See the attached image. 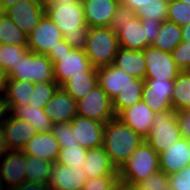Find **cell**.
I'll list each match as a JSON object with an SVG mask.
<instances>
[{
	"label": "cell",
	"mask_w": 190,
	"mask_h": 190,
	"mask_svg": "<svg viewBox=\"0 0 190 190\" xmlns=\"http://www.w3.org/2000/svg\"><path fill=\"white\" fill-rule=\"evenodd\" d=\"M45 14L61 30L64 40L74 49L85 50L89 27L82 3H44Z\"/></svg>",
	"instance_id": "1"
},
{
	"label": "cell",
	"mask_w": 190,
	"mask_h": 190,
	"mask_svg": "<svg viewBox=\"0 0 190 190\" xmlns=\"http://www.w3.org/2000/svg\"><path fill=\"white\" fill-rule=\"evenodd\" d=\"M144 141L145 138L117 117L104 125L103 147L117 170Z\"/></svg>",
	"instance_id": "2"
},
{
	"label": "cell",
	"mask_w": 190,
	"mask_h": 190,
	"mask_svg": "<svg viewBox=\"0 0 190 190\" xmlns=\"http://www.w3.org/2000/svg\"><path fill=\"white\" fill-rule=\"evenodd\" d=\"M46 56L53 63L54 79L61 87L73 75L97 73V69L90 63L85 50L72 48L64 39L54 51H49Z\"/></svg>",
	"instance_id": "3"
},
{
	"label": "cell",
	"mask_w": 190,
	"mask_h": 190,
	"mask_svg": "<svg viewBox=\"0 0 190 190\" xmlns=\"http://www.w3.org/2000/svg\"><path fill=\"white\" fill-rule=\"evenodd\" d=\"M118 49V36L110 27L89 28L85 53L94 68L113 64Z\"/></svg>",
	"instance_id": "4"
},
{
	"label": "cell",
	"mask_w": 190,
	"mask_h": 190,
	"mask_svg": "<svg viewBox=\"0 0 190 190\" xmlns=\"http://www.w3.org/2000/svg\"><path fill=\"white\" fill-rule=\"evenodd\" d=\"M159 170V154L144 141L118 170L119 181L140 183Z\"/></svg>",
	"instance_id": "5"
},
{
	"label": "cell",
	"mask_w": 190,
	"mask_h": 190,
	"mask_svg": "<svg viewBox=\"0 0 190 190\" xmlns=\"http://www.w3.org/2000/svg\"><path fill=\"white\" fill-rule=\"evenodd\" d=\"M150 132L145 141L158 153L168 149L173 143L183 138L177 112L165 110L156 112Z\"/></svg>",
	"instance_id": "6"
},
{
	"label": "cell",
	"mask_w": 190,
	"mask_h": 190,
	"mask_svg": "<svg viewBox=\"0 0 190 190\" xmlns=\"http://www.w3.org/2000/svg\"><path fill=\"white\" fill-rule=\"evenodd\" d=\"M8 79L39 82H56L52 61L45 54L30 52L8 74Z\"/></svg>",
	"instance_id": "7"
},
{
	"label": "cell",
	"mask_w": 190,
	"mask_h": 190,
	"mask_svg": "<svg viewBox=\"0 0 190 190\" xmlns=\"http://www.w3.org/2000/svg\"><path fill=\"white\" fill-rule=\"evenodd\" d=\"M77 114L104 124L116 117L112 99L97 84L83 99L77 101Z\"/></svg>",
	"instance_id": "8"
},
{
	"label": "cell",
	"mask_w": 190,
	"mask_h": 190,
	"mask_svg": "<svg viewBox=\"0 0 190 190\" xmlns=\"http://www.w3.org/2000/svg\"><path fill=\"white\" fill-rule=\"evenodd\" d=\"M4 12L22 32L29 35L45 15V4L43 0H22L10 5Z\"/></svg>",
	"instance_id": "9"
},
{
	"label": "cell",
	"mask_w": 190,
	"mask_h": 190,
	"mask_svg": "<svg viewBox=\"0 0 190 190\" xmlns=\"http://www.w3.org/2000/svg\"><path fill=\"white\" fill-rule=\"evenodd\" d=\"M64 39L61 30L45 14L37 27L27 37V47L30 52L47 54L60 45Z\"/></svg>",
	"instance_id": "10"
},
{
	"label": "cell",
	"mask_w": 190,
	"mask_h": 190,
	"mask_svg": "<svg viewBox=\"0 0 190 190\" xmlns=\"http://www.w3.org/2000/svg\"><path fill=\"white\" fill-rule=\"evenodd\" d=\"M143 53L146 62L145 79L174 80L182 72L172 59L171 53L152 46H147Z\"/></svg>",
	"instance_id": "11"
},
{
	"label": "cell",
	"mask_w": 190,
	"mask_h": 190,
	"mask_svg": "<svg viewBox=\"0 0 190 190\" xmlns=\"http://www.w3.org/2000/svg\"><path fill=\"white\" fill-rule=\"evenodd\" d=\"M173 87L174 80L145 79L142 99L154 113L173 110L171 106Z\"/></svg>",
	"instance_id": "12"
},
{
	"label": "cell",
	"mask_w": 190,
	"mask_h": 190,
	"mask_svg": "<svg viewBox=\"0 0 190 190\" xmlns=\"http://www.w3.org/2000/svg\"><path fill=\"white\" fill-rule=\"evenodd\" d=\"M0 164V190L3 188V180L8 189L13 190L26 181V154L22 150H9Z\"/></svg>",
	"instance_id": "13"
},
{
	"label": "cell",
	"mask_w": 190,
	"mask_h": 190,
	"mask_svg": "<svg viewBox=\"0 0 190 190\" xmlns=\"http://www.w3.org/2000/svg\"><path fill=\"white\" fill-rule=\"evenodd\" d=\"M75 141L86 149L103 146L104 123L77 115L72 121Z\"/></svg>",
	"instance_id": "14"
},
{
	"label": "cell",
	"mask_w": 190,
	"mask_h": 190,
	"mask_svg": "<svg viewBox=\"0 0 190 190\" xmlns=\"http://www.w3.org/2000/svg\"><path fill=\"white\" fill-rule=\"evenodd\" d=\"M87 179L83 168H68L67 165L54 163L48 184L52 190H81Z\"/></svg>",
	"instance_id": "15"
},
{
	"label": "cell",
	"mask_w": 190,
	"mask_h": 190,
	"mask_svg": "<svg viewBox=\"0 0 190 190\" xmlns=\"http://www.w3.org/2000/svg\"><path fill=\"white\" fill-rule=\"evenodd\" d=\"M86 24L92 27H110L120 0H82Z\"/></svg>",
	"instance_id": "16"
},
{
	"label": "cell",
	"mask_w": 190,
	"mask_h": 190,
	"mask_svg": "<svg viewBox=\"0 0 190 190\" xmlns=\"http://www.w3.org/2000/svg\"><path fill=\"white\" fill-rule=\"evenodd\" d=\"M1 128L9 150H23L27 142L37 134L29 122L12 115L6 117Z\"/></svg>",
	"instance_id": "17"
},
{
	"label": "cell",
	"mask_w": 190,
	"mask_h": 190,
	"mask_svg": "<svg viewBox=\"0 0 190 190\" xmlns=\"http://www.w3.org/2000/svg\"><path fill=\"white\" fill-rule=\"evenodd\" d=\"M47 116L56 123H70L77 114V101L61 86L55 91L52 99L46 104Z\"/></svg>",
	"instance_id": "18"
},
{
	"label": "cell",
	"mask_w": 190,
	"mask_h": 190,
	"mask_svg": "<svg viewBox=\"0 0 190 190\" xmlns=\"http://www.w3.org/2000/svg\"><path fill=\"white\" fill-rule=\"evenodd\" d=\"M116 117L145 138L150 132L155 113L142 99L132 107L123 109Z\"/></svg>",
	"instance_id": "19"
},
{
	"label": "cell",
	"mask_w": 190,
	"mask_h": 190,
	"mask_svg": "<svg viewBox=\"0 0 190 190\" xmlns=\"http://www.w3.org/2000/svg\"><path fill=\"white\" fill-rule=\"evenodd\" d=\"M189 164V140L184 137L159 154L160 171L167 175L180 172Z\"/></svg>",
	"instance_id": "20"
},
{
	"label": "cell",
	"mask_w": 190,
	"mask_h": 190,
	"mask_svg": "<svg viewBox=\"0 0 190 190\" xmlns=\"http://www.w3.org/2000/svg\"><path fill=\"white\" fill-rule=\"evenodd\" d=\"M117 36L119 47L124 49L143 51L147 46H151L147 40L146 19L137 16L126 23Z\"/></svg>",
	"instance_id": "21"
},
{
	"label": "cell",
	"mask_w": 190,
	"mask_h": 190,
	"mask_svg": "<svg viewBox=\"0 0 190 190\" xmlns=\"http://www.w3.org/2000/svg\"><path fill=\"white\" fill-rule=\"evenodd\" d=\"M98 84L113 99L128 85H134V77L126 74L115 65L97 68Z\"/></svg>",
	"instance_id": "22"
},
{
	"label": "cell",
	"mask_w": 190,
	"mask_h": 190,
	"mask_svg": "<svg viewBox=\"0 0 190 190\" xmlns=\"http://www.w3.org/2000/svg\"><path fill=\"white\" fill-rule=\"evenodd\" d=\"M26 155L36 156L56 162L60 147L57 139L51 132L37 133L22 150Z\"/></svg>",
	"instance_id": "23"
},
{
	"label": "cell",
	"mask_w": 190,
	"mask_h": 190,
	"mask_svg": "<svg viewBox=\"0 0 190 190\" xmlns=\"http://www.w3.org/2000/svg\"><path fill=\"white\" fill-rule=\"evenodd\" d=\"M83 169L87 178L118 176V170L110 161L109 155L103 146L87 150V158L83 164Z\"/></svg>",
	"instance_id": "24"
},
{
	"label": "cell",
	"mask_w": 190,
	"mask_h": 190,
	"mask_svg": "<svg viewBox=\"0 0 190 190\" xmlns=\"http://www.w3.org/2000/svg\"><path fill=\"white\" fill-rule=\"evenodd\" d=\"M113 65L136 79L145 80L146 62L143 51L119 47Z\"/></svg>",
	"instance_id": "25"
},
{
	"label": "cell",
	"mask_w": 190,
	"mask_h": 190,
	"mask_svg": "<svg viewBox=\"0 0 190 190\" xmlns=\"http://www.w3.org/2000/svg\"><path fill=\"white\" fill-rule=\"evenodd\" d=\"M12 116L29 122L37 133L50 132L54 122L47 116L45 109L31 105H7Z\"/></svg>",
	"instance_id": "26"
},
{
	"label": "cell",
	"mask_w": 190,
	"mask_h": 190,
	"mask_svg": "<svg viewBox=\"0 0 190 190\" xmlns=\"http://www.w3.org/2000/svg\"><path fill=\"white\" fill-rule=\"evenodd\" d=\"M145 80L134 79V85H128L112 99V107L117 116L123 109L132 107L142 100Z\"/></svg>",
	"instance_id": "27"
},
{
	"label": "cell",
	"mask_w": 190,
	"mask_h": 190,
	"mask_svg": "<svg viewBox=\"0 0 190 190\" xmlns=\"http://www.w3.org/2000/svg\"><path fill=\"white\" fill-rule=\"evenodd\" d=\"M97 84V73H82L73 75L62 88L78 101L83 99Z\"/></svg>",
	"instance_id": "28"
},
{
	"label": "cell",
	"mask_w": 190,
	"mask_h": 190,
	"mask_svg": "<svg viewBox=\"0 0 190 190\" xmlns=\"http://www.w3.org/2000/svg\"><path fill=\"white\" fill-rule=\"evenodd\" d=\"M173 88L171 97L173 111L190 110V72L182 71L174 79Z\"/></svg>",
	"instance_id": "29"
},
{
	"label": "cell",
	"mask_w": 190,
	"mask_h": 190,
	"mask_svg": "<svg viewBox=\"0 0 190 190\" xmlns=\"http://www.w3.org/2000/svg\"><path fill=\"white\" fill-rule=\"evenodd\" d=\"M181 41V27L166 20L162 22L159 34L151 46L171 53Z\"/></svg>",
	"instance_id": "30"
},
{
	"label": "cell",
	"mask_w": 190,
	"mask_h": 190,
	"mask_svg": "<svg viewBox=\"0 0 190 190\" xmlns=\"http://www.w3.org/2000/svg\"><path fill=\"white\" fill-rule=\"evenodd\" d=\"M34 83L30 81L8 79L4 91L7 105H26L31 97Z\"/></svg>",
	"instance_id": "31"
},
{
	"label": "cell",
	"mask_w": 190,
	"mask_h": 190,
	"mask_svg": "<svg viewBox=\"0 0 190 190\" xmlns=\"http://www.w3.org/2000/svg\"><path fill=\"white\" fill-rule=\"evenodd\" d=\"M54 162L36 156L26 155V181L48 183Z\"/></svg>",
	"instance_id": "32"
},
{
	"label": "cell",
	"mask_w": 190,
	"mask_h": 190,
	"mask_svg": "<svg viewBox=\"0 0 190 190\" xmlns=\"http://www.w3.org/2000/svg\"><path fill=\"white\" fill-rule=\"evenodd\" d=\"M27 37L28 35L22 32L5 12L0 15V45L27 46Z\"/></svg>",
	"instance_id": "33"
},
{
	"label": "cell",
	"mask_w": 190,
	"mask_h": 190,
	"mask_svg": "<svg viewBox=\"0 0 190 190\" xmlns=\"http://www.w3.org/2000/svg\"><path fill=\"white\" fill-rule=\"evenodd\" d=\"M30 53L27 46L19 45H0V67L9 74L15 65L21 60V56H27Z\"/></svg>",
	"instance_id": "34"
},
{
	"label": "cell",
	"mask_w": 190,
	"mask_h": 190,
	"mask_svg": "<svg viewBox=\"0 0 190 190\" xmlns=\"http://www.w3.org/2000/svg\"><path fill=\"white\" fill-rule=\"evenodd\" d=\"M87 150L80 145H72L67 148H60V152L55 163L67 165L68 168H83L86 162Z\"/></svg>",
	"instance_id": "35"
},
{
	"label": "cell",
	"mask_w": 190,
	"mask_h": 190,
	"mask_svg": "<svg viewBox=\"0 0 190 190\" xmlns=\"http://www.w3.org/2000/svg\"><path fill=\"white\" fill-rule=\"evenodd\" d=\"M58 87L59 85L56 82L34 83V88L27 104L44 109Z\"/></svg>",
	"instance_id": "36"
},
{
	"label": "cell",
	"mask_w": 190,
	"mask_h": 190,
	"mask_svg": "<svg viewBox=\"0 0 190 190\" xmlns=\"http://www.w3.org/2000/svg\"><path fill=\"white\" fill-rule=\"evenodd\" d=\"M169 0H152L146 6L140 8L136 14L140 19L166 21L168 15Z\"/></svg>",
	"instance_id": "37"
},
{
	"label": "cell",
	"mask_w": 190,
	"mask_h": 190,
	"mask_svg": "<svg viewBox=\"0 0 190 190\" xmlns=\"http://www.w3.org/2000/svg\"><path fill=\"white\" fill-rule=\"evenodd\" d=\"M167 20L180 27L190 23V4L169 0Z\"/></svg>",
	"instance_id": "38"
},
{
	"label": "cell",
	"mask_w": 190,
	"mask_h": 190,
	"mask_svg": "<svg viewBox=\"0 0 190 190\" xmlns=\"http://www.w3.org/2000/svg\"><path fill=\"white\" fill-rule=\"evenodd\" d=\"M59 143L60 148H67L72 145H80L75 141L74 130H72V124L67 122L56 123L53 125L50 131Z\"/></svg>",
	"instance_id": "39"
},
{
	"label": "cell",
	"mask_w": 190,
	"mask_h": 190,
	"mask_svg": "<svg viewBox=\"0 0 190 190\" xmlns=\"http://www.w3.org/2000/svg\"><path fill=\"white\" fill-rule=\"evenodd\" d=\"M136 16L137 14L135 11L120 3L112 18L110 28L117 34L122 28H124L126 23L131 22V20Z\"/></svg>",
	"instance_id": "40"
},
{
	"label": "cell",
	"mask_w": 190,
	"mask_h": 190,
	"mask_svg": "<svg viewBox=\"0 0 190 190\" xmlns=\"http://www.w3.org/2000/svg\"><path fill=\"white\" fill-rule=\"evenodd\" d=\"M171 56L182 71L190 70V42L181 41L171 52Z\"/></svg>",
	"instance_id": "41"
},
{
	"label": "cell",
	"mask_w": 190,
	"mask_h": 190,
	"mask_svg": "<svg viewBox=\"0 0 190 190\" xmlns=\"http://www.w3.org/2000/svg\"><path fill=\"white\" fill-rule=\"evenodd\" d=\"M139 184L144 190H170L169 175L160 170Z\"/></svg>",
	"instance_id": "42"
},
{
	"label": "cell",
	"mask_w": 190,
	"mask_h": 190,
	"mask_svg": "<svg viewBox=\"0 0 190 190\" xmlns=\"http://www.w3.org/2000/svg\"><path fill=\"white\" fill-rule=\"evenodd\" d=\"M119 182V176L88 178L81 190H110Z\"/></svg>",
	"instance_id": "43"
},
{
	"label": "cell",
	"mask_w": 190,
	"mask_h": 190,
	"mask_svg": "<svg viewBox=\"0 0 190 190\" xmlns=\"http://www.w3.org/2000/svg\"><path fill=\"white\" fill-rule=\"evenodd\" d=\"M170 190H190V164L180 172L169 175Z\"/></svg>",
	"instance_id": "44"
},
{
	"label": "cell",
	"mask_w": 190,
	"mask_h": 190,
	"mask_svg": "<svg viewBox=\"0 0 190 190\" xmlns=\"http://www.w3.org/2000/svg\"><path fill=\"white\" fill-rule=\"evenodd\" d=\"M177 119L179 121L182 136L190 140V110L177 112Z\"/></svg>",
	"instance_id": "45"
},
{
	"label": "cell",
	"mask_w": 190,
	"mask_h": 190,
	"mask_svg": "<svg viewBox=\"0 0 190 190\" xmlns=\"http://www.w3.org/2000/svg\"><path fill=\"white\" fill-rule=\"evenodd\" d=\"M161 24V21L146 19L147 40L150 45H152L154 40L157 38Z\"/></svg>",
	"instance_id": "46"
},
{
	"label": "cell",
	"mask_w": 190,
	"mask_h": 190,
	"mask_svg": "<svg viewBox=\"0 0 190 190\" xmlns=\"http://www.w3.org/2000/svg\"><path fill=\"white\" fill-rule=\"evenodd\" d=\"M13 190H52L48 183L29 182L25 181L20 186Z\"/></svg>",
	"instance_id": "47"
},
{
	"label": "cell",
	"mask_w": 190,
	"mask_h": 190,
	"mask_svg": "<svg viewBox=\"0 0 190 190\" xmlns=\"http://www.w3.org/2000/svg\"><path fill=\"white\" fill-rule=\"evenodd\" d=\"M152 0H120L124 6H128L133 11L137 12L143 6L149 4Z\"/></svg>",
	"instance_id": "48"
},
{
	"label": "cell",
	"mask_w": 190,
	"mask_h": 190,
	"mask_svg": "<svg viewBox=\"0 0 190 190\" xmlns=\"http://www.w3.org/2000/svg\"><path fill=\"white\" fill-rule=\"evenodd\" d=\"M6 112H9V110L5 101V97L2 95L0 96V118L2 119H0V126L6 120V117L5 119L2 118L5 116Z\"/></svg>",
	"instance_id": "49"
},
{
	"label": "cell",
	"mask_w": 190,
	"mask_h": 190,
	"mask_svg": "<svg viewBox=\"0 0 190 190\" xmlns=\"http://www.w3.org/2000/svg\"><path fill=\"white\" fill-rule=\"evenodd\" d=\"M8 151H9V148L6 145L4 134L0 126V158L2 157V155H6Z\"/></svg>",
	"instance_id": "50"
},
{
	"label": "cell",
	"mask_w": 190,
	"mask_h": 190,
	"mask_svg": "<svg viewBox=\"0 0 190 190\" xmlns=\"http://www.w3.org/2000/svg\"><path fill=\"white\" fill-rule=\"evenodd\" d=\"M7 82H8V74L3 68L0 67V91L2 92L5 91Z\"/></svg>",
	"instance_id": "51"
},
{
	"label": "cell",
	"mask_w": 190,
	"mask_h": 190,
	"mask_svg": "<svg viewBox=\"0 0 190 190\" xmlns=\"http://www.w3.org/2000/svg\"><path fill=\"white\" fill-rule=\"evenodd\" d=\"M181 40L190 42V23L181 27Z\"/></svg>",
	"instance_id": "52"
},
{
	"label": "cell",
	"mask_w": 190,
	"mask_h": 190,
	"mask_svg": "<svg viewBox=\"0 0 190 190\" xmlns=\"http://www.w3.org/2000/svg\"><path fill=\"white\" fill-rule=\"evenodd\" d=\"M122 190H144L139 183L122 182Z\"/></svg>",
	"instance_id": "53"
},
{
	"label": "cell",
	"mask_w": 190,
	"mask_h": 190,
	"mask_svg": "<svg viewBox=\"0 0 190 190\" xmlns=\"http://www.w3.org/2000/svg\"><path fill=\"white\" fill-rule=\"evenodd\" d=\"M82 0H43L44 3H62L66 4V3H81Z\"/></svg>",
	"instance_id": "54"
},
{
	"label": "cell",
	"mask_w": 190,
	"mask_h": 190,
	"mask_svg": "<svg viewBox=\"0 0 190 190\" xmlns=\"http://www.w3.org/2000/svg\"><path fill=\"white\" fill-rule=\"evenodd\" d=\"M20 1H22V0H0V4H1L2 8L5 10L10 5L16 4Z\"/></svg>",
	"instance_id": "55"
},
{
	"label": "cell",
	"mask_w": 190,
	"mask_h": 190,
	"mask_svg": "<svg viewBox=\"0 0 190 190\" xmlns=\"http://www.w3.org/2000/svg\"><path fill=\"white\" fill-rule=\"evenodd\" d=\"M110 190H122V182H118L112 189Z\"/></svg>",
	"instance_id": "56"
},
{
	"label": "cell",
	"mask_w": 190,
	"mask_h": 190,
	"mask_svg": "<svg viewBox=\"0 0 190 190\" xmlns=\"http://www.w3.org/2000/svg\"><path fill=\"white\" fill-rule=\"evenodd\" d=\"M4 13V9L2 8L1 4H0V15Z\"/></svg>",
	"instance_id": "57"
},
{
	"label": "cell",
	"mask_w": 190,
	"mask_h": 190,
	"mask_svg": "<svg viewBox=\"0 0 190 190\" xmlns=\"http://www.w3.org/2000/svg\"><path fill=\"white\" fill-rule=\"evenodd\" d=\"M179 1H182L184 3L190 4V0H179Z\"/></svg>",
	"instance_id": "58"
},
{
	"label": "cell",
	"mask_w": 190,
	"mask_h": 190,
	"mask_svg": "<svg viewBox=\"0 0 190 190\" xmlns=\"http://www.w3.org/2000/svg\"><path fill=\"white\" fill-rule=\"evenodd\" d=\"M189 162H190V140H189Z\"/></svg>",
	"instance_id": "59"
}]
</instances>
